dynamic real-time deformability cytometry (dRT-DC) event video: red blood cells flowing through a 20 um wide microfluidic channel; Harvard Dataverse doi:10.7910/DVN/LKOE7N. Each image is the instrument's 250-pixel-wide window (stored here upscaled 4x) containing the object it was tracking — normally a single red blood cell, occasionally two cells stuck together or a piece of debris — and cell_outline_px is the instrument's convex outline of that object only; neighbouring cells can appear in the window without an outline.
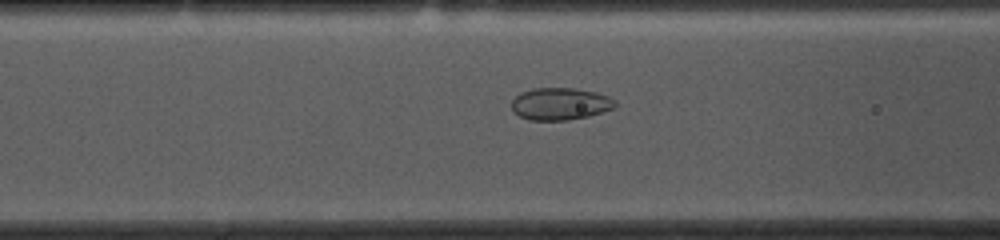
{"species": "common noctule bat (a hibernating species)", "species_latin": "Nyctalus noctula", "temperature_condition": "cold", "stored_images_in_passage": 53, "camera_frame_rate_fps": 3000, "um_per_image_px": 0.085, "animal": {"sex": "female", "body_mass_g": 10.0, "forearm_length_mm": 53.1}, "frame": {"image": 1, "passage_image": 19, "time_ms": 6.0, "image_size_px": [1000, 240], "cell_outline_px": [[616, 104], [612, 108], [588, 116], [568, 120], [528, 120], [512, 112], [512, 100], [520, 92], [532, 88], [576, 88], [596, 92], [608, 96], [616, 100]], "centroid_in_image_um": [47.58, 8.82], "position_along_channel_um": 119.0, "area_um2": 19.48}}
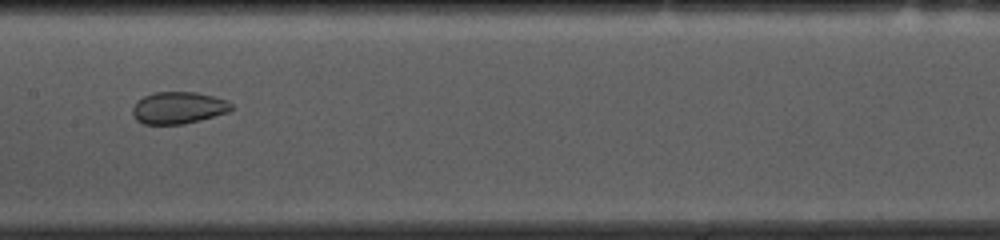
{"frame": {"image": 2, "passage_image": 25, "time_ms": 8.0, "image_size_px": [1000, 240], "cell_outline_px": [[232, 108], [228, 112], [200, 120], [184, 124], [144, 124], [136, 120], [132, 112], [132, 108], [136, 100], [144, 96], [156, 92], [196, 92], [228, 100], [232, 104]], "centroid_in_image_um": [15.14, 9.16], "position_along_channel_um": 192.3, "area_um2": 18.44}}
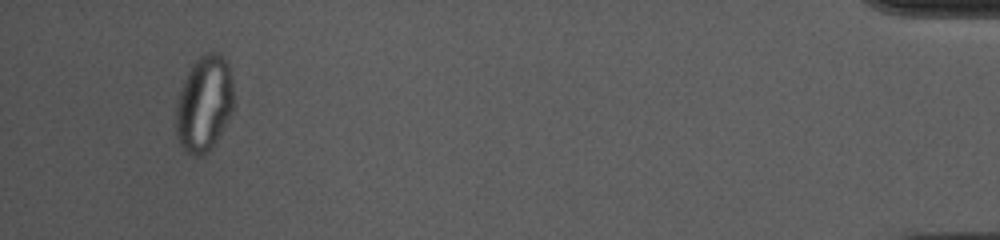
{"frame": {"image": 3, "passage_image": 50, "time_ms": 16.333, "image_size_px": [1000, 240], "cell_outline_px": [[232, 112], [216, 140], [204, 156], [192, 156], [180, 144], [176, 136], [176, 104], [184, 80], [192, 64], [200, 56], [208, 52], [216, 52], [228, 64], [232, 80]], "centroid_in_image_um": [17.33, 8.83], "position_along_channel_um": 417.9, "area_um2": 31.79}, "authors_computed_cell_mechanics": {"area_um2": 25.143, "velocity_mm_per_s": 3.6542, "shape_relaxation_time_tau1_ms": null, "shape_relaxation_time_tau2_ms": 1.1611, "deformation_change_tau1": null, "deformation_change_tau2": 0.0495}}